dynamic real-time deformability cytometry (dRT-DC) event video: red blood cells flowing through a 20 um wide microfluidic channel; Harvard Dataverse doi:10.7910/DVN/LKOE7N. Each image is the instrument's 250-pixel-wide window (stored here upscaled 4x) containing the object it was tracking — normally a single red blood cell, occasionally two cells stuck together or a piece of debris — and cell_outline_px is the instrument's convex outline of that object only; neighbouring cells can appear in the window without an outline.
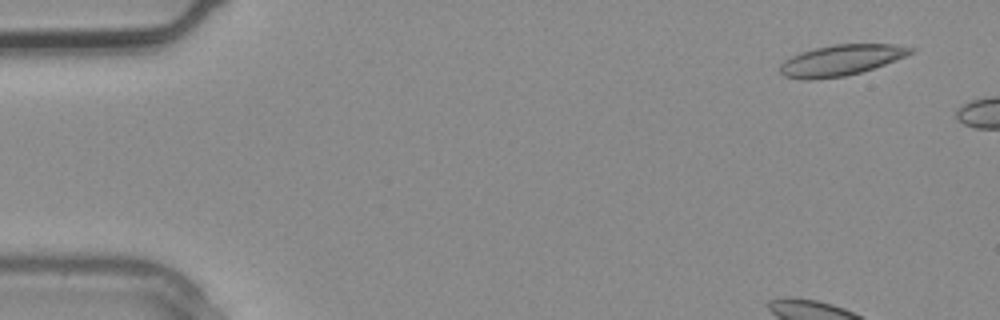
{"species": "common noctule bat (a hibernating species)", "species_latin": "Nyctalus noctula", "temperature_condition": "warm", "stored_images_in_passage": 3, "camera_frame_rate_fps": 3000, "um_per_image_px": 0.085, "animal": {"sex": "male", "body_mass_g": 20.4}, "frame": {"image": 1, "passage_image": 1, "time_ms": 0.0, "image_size_px": [1000, 320], "cell_outline_px": [[916, 52], [896, 60], [860, 72], [844, 76], [812, 80], [804, 80], [784, 76], [780, 72], [780, 64], [784, 60], [800, 52], [832, 44], [892, 44], [916, 48]], "centroid_in_image_um": [71.49, 5.11], "position_along_channel_um": 13.5, "area_um2": 23.47}}